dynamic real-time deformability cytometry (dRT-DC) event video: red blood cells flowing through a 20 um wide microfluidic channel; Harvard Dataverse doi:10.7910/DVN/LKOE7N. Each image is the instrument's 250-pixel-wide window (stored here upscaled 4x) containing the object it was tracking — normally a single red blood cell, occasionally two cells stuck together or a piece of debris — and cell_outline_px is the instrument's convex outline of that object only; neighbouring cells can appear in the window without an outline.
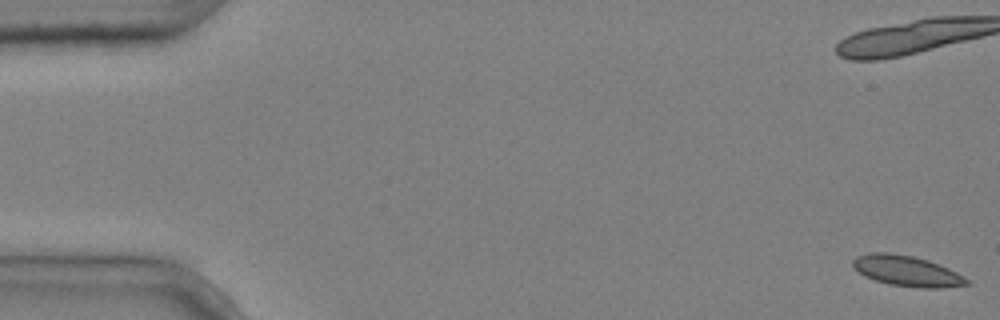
{"species": "common noctule bat (a hibernating species)", "species_latin": "Nyctalus noctula", "temperature_condition": "cold", "stored_images_in_passage": 5, "camera_frame_rate_fps": 3000, "um_per_image_px": 0.085, "animal": {"sex": "male", "body_mass_g": 20.4}, "frame": {"image": 1, "passage_image": 1, "time_ms": 0.0, "image_size_px": [1000, 320], "cell_outline_px": [[972, 284], [944, 288], [916, 288], [888, 284], [864, 276], [856, 272], [852, 268], [852, 260], [856, 256], [868, 252], [888, 252], [912, 256], [928, 260], [948, 268], [972, 280]], "centroid_in_image_um": [77.08, 23.04], "position_along_channel_um": 7.9, "area_um2": 20.75}}